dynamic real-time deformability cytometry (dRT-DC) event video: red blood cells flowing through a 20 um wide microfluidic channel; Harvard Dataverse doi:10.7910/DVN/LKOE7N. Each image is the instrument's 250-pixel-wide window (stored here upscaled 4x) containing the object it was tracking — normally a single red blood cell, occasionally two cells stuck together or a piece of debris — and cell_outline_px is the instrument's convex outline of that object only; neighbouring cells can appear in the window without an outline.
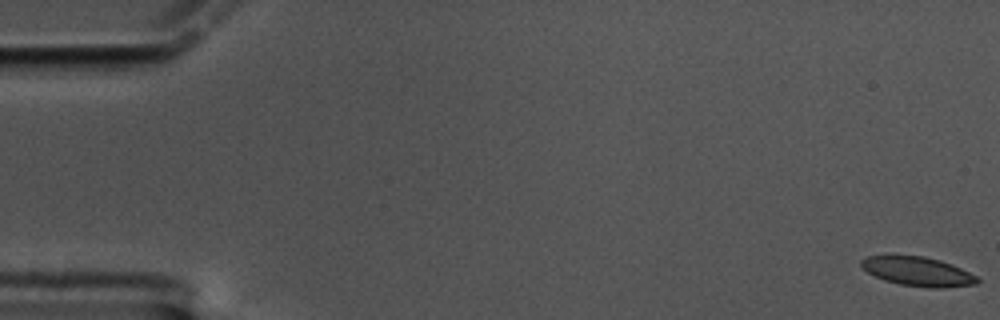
{"species": "common noctule bat (a hibernating species)", "species_latin": "Nyctalus noctula", "temperature_condition": "cold", "stored_images_in_passage": 60, "camera_frame_rate_fps": 3000, "um_per_image_px": 0.085, "animal": {"sex": "male", "body_mass_g": 17.5, "forearm_length_mm": 52.3}, "frame": {"image": 1, "passage_image": 1, "time_ms": 0.0, "image_size_px": [1000, 320], "cell_outline_px": [[980, 280], [976, 284], [940, 288], [936, 288], [900, 284], [884, 280], [868, 272], [860, 264], [860, 260], [868, 256], [888, 252], [892, 252], [924, 256], [940, 260], [952, 264], [976, 276]], "centroid_in_image_um": [77.94, 23.01], "position_along_channel_um": 7.1, "area_um2": 20.23}}
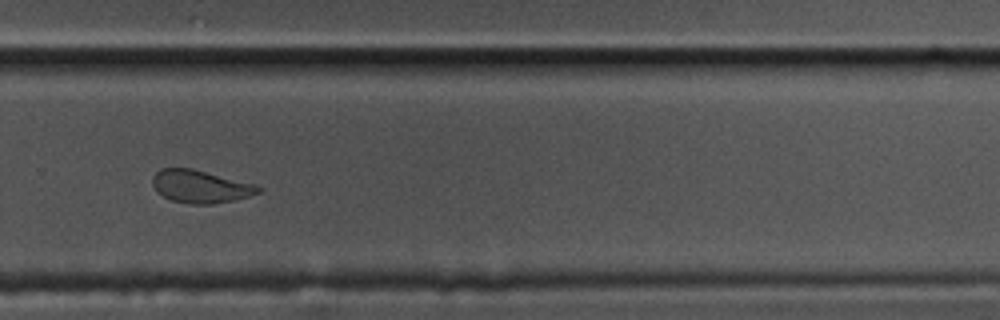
{"frame": {"image": 2, "passage_image": 41, "time_ms": 13.333, "image_size_px": [1000, 320], "cell_outline_px": [[264, 188], [260, 192], [236, 200], [212, 204], [188, 204], [172, 200], [156, 192], [152, 184], [152, 176], [160, 168], [192, 168], [256, 184]], "centroid_in_image_um": [17.04, 15.85], "position_along_channel_um": 312.8, "area_um2": 20.4}}
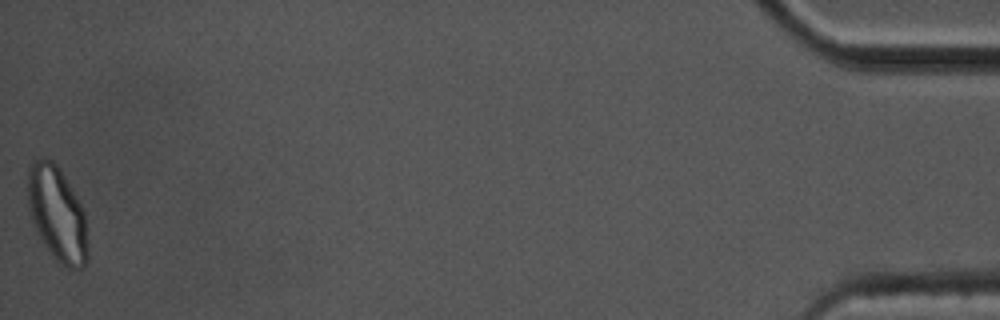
{"frame": {"image": 3, "passage_image": 60, "time_ms": 19.667, "image_size_px": [1000, 320], "cell_outline_px": [[88, 256], [84, 268], [68, 268], [56, 260], [52, 256], [44, 244], [32, 220], [28, 208], [28, 164], [32, 160], [40, 156], [44, 156], [52, 160], [60, 168], [80, 204], [84, 212], [88, 244]], "centroid_in_image_um": [4.85, 18.14], "position_along_channel_um": 430.4, "area_um2": 33.23}, "authors_computed_cell_mechanics": {"area_um2": 20.6924, "velocity_mm_per_s": 3.3787, "shape_relaxation_time_tau1_ms": 8.3226, "shape_relaxation_time_tau2_ms": 1.6873, "deformation_change_tau1": 0.1477, "deformation_change_tau2": 0.0684}}